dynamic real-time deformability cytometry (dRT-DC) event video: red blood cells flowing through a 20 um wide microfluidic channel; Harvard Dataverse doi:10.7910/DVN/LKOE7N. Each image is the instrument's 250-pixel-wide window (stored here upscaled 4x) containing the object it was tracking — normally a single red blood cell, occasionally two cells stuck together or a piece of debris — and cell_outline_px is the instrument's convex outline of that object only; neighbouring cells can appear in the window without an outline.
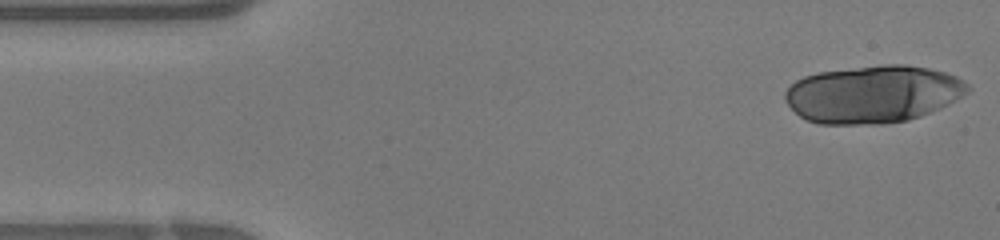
{"species": "human", "species_latin": "Homo sapiens", "temperature_condition": "warm", "stored_images_in_passage": 10, "camera_frame_rate_fps": 3000, "um_per_image_px": 0.085, "donor": {"sex": "female"}, "frame": {"image": 1, "passage_image": 1, "time_ms": 0.0, "image_size_px": [1000, 240], "cell_outline_px": [[972, 88], [968, 92], [948, 104], [940, 108], [920, 116], [908, 120], [884, 124], [820, 124], [808, 120], [800, 116], [784, 100], [784, 92], [796, 80], [804, 76], [820, 72], [884, 64], [904, 64], [928, 68], [944, 72], [956, 76], [964, 80]], "centroid_in_image_um": [74.22, 8.0], "position_along_channel_um": 10.8, "area_um2": 61.15}}